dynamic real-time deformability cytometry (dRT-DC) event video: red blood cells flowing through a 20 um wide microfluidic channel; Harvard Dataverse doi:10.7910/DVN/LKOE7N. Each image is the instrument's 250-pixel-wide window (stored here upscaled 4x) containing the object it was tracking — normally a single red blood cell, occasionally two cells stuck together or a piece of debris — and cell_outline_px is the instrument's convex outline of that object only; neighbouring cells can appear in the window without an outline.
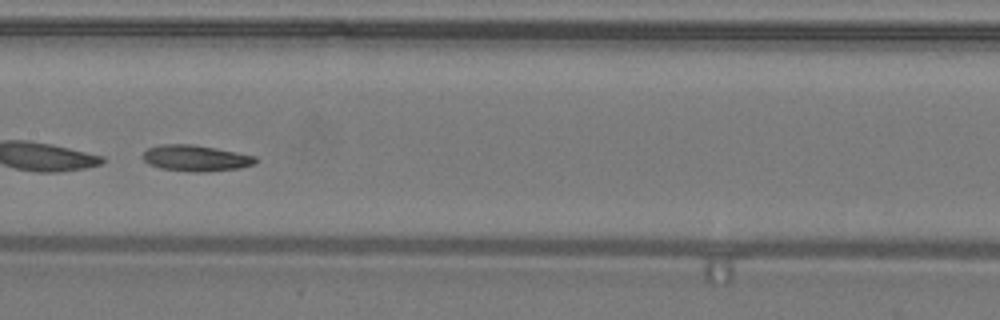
{"species": "common noctule bat (a hibernating species)", "species_latin": "Nyctalus noctula", "temperature_condition": "warm", "stored_images_in_passage": 41, "camera_frame_rate_fps": 3000, "um_per_image_px": 0.085, "animal": {"sex": "male", "body_mass_g": 19.2, "forearm_length_mm": 51.8}, "frame": {"image": 1, "passage_image": 18, "time_ms": 5.667, "image_size_px": [1000, 320], "cell_outline_px": [[260, 160], [256, 164], [240, 168], [204, 172], [192, 172], [160, 168], [148, 164], [140, 156], [148, 148], [160, 144], [192, 144], [216, 148], [256, 156]], "centroid_in_image_um": [16.65, 13.44], "position_along_channel_um": 190.7, "area_um2": 17.4}}
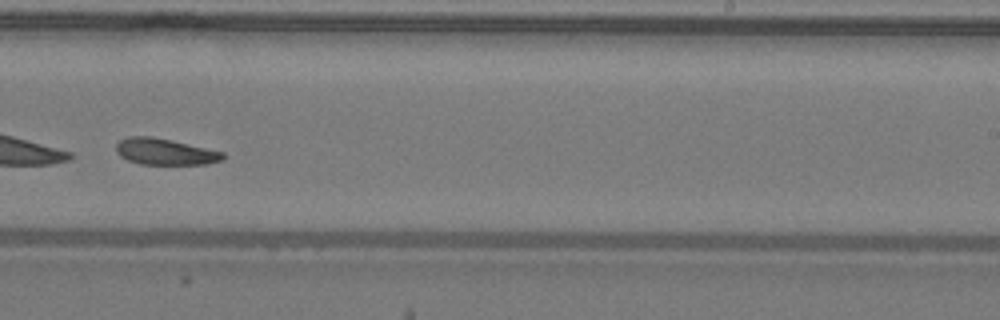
{"frame": {"image": 2, "passage_image": 24, "time_ms": 7.667, "image_size_px": [1000, 320], "cell_outline_px": [[224, 160], [204, 164], [140, 164], [128, 160], [120, 156], [116, 152], [116, 144], [120, 140], [128, 136], [152, 136], [172, 140], [224, 152]], "centroid_in_image_um": [14.01, 12.89], "position_along_channel_um": 275.0, "area_um2": 16.42}}